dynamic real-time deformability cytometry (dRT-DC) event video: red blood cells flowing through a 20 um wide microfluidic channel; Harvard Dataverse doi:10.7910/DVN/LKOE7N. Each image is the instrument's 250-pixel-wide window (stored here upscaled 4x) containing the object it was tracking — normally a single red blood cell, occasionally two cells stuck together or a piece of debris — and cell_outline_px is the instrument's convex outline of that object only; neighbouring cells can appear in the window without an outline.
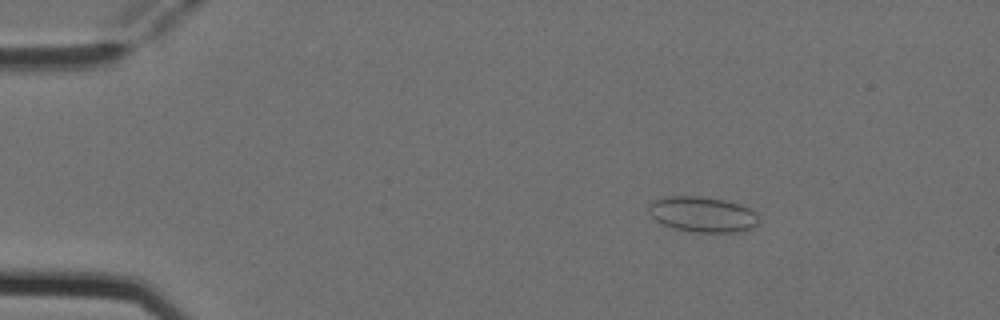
{"species": "Egyptian fruit bat (a non-hibernating species)", "species_latin": "Rousettus aegyptiacus", "temperature_condition": "cold", "stored_images_in_passage": 3, "camera_frame_rate_fps": 3000, "um_per_image_px": 0.085, "animal": {"sex": "female"}, "frame": {"image": 1, "passage_image": 1, "time_ms": 0.0, "image_size_px": [1000, 320], "cell_outline_px": [[760, 220], [752, 228], [744, 232], [696, 232], [676, 228], [660, 224], [652, 216], [648, 208], [648, 204], [652, 200], [664, 196], [700, 196], [724, 200], [740, 204], [756, 212]], "centroid_in_image_um": [59.72, 18.21], "position_along_channel_um": 25.3, "area_um2": 22.95}}